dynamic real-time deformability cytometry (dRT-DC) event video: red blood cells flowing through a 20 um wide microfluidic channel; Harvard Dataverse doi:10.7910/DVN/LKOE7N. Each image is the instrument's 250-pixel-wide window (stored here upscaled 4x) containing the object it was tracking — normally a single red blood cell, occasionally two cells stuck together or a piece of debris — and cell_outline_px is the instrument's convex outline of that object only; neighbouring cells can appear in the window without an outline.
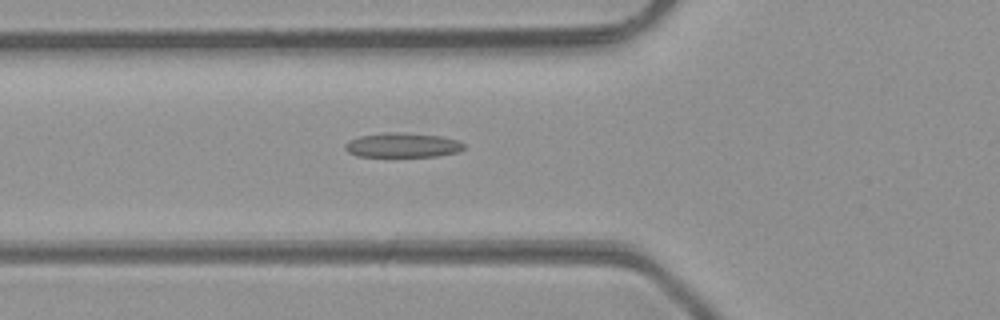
{"species": "common noctule bat (a hibernating species)", "species_latin": "Nyctalus noctula", "temperature_condition": "room temperature", "stored_images_in_passage": 34, "camera_frame_rate_fps": 3000, "um_per_image_px": 0.085, "animal": {"sex": "male", "body_mass_g": 23.1, "forearm_length_mm": 52.7}, "frame": {"image": 1, "passage_image": 6, "time_ms": 1.667, "image_size_px": [1000, 320], "cell_outline_px": [[464, 148], [456, 152], [436, 156], [356, 156], [348, 152], [344, 148], [344, 144], [360, 136], [384, 132], [396, 132], [440, 136], [456, 140], [464, 144]], "centroid_in_image_um": [34.18, 12.34], "position_along_channel_um": 91.6, "area_um2": 16.7}}
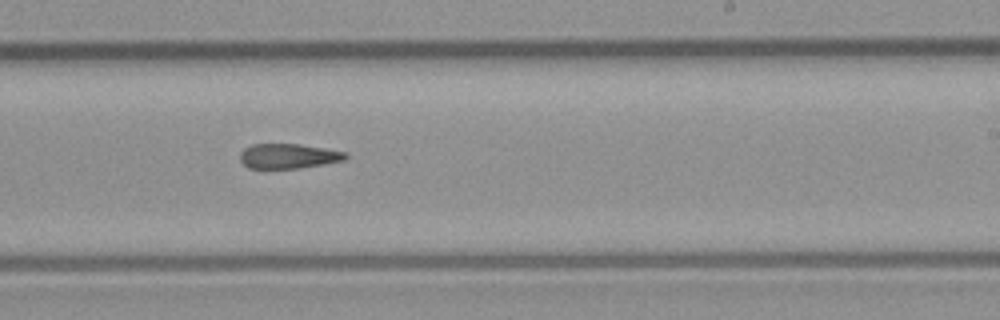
{"frame": {"image": 2, "passage_image": 18, "time_ms": 5.667, "image_size_px": [1000, 320], "cell_outline_px": [[348, 156], [344, 160], [324, 164], [300, 168], [248, 168], [240, 160], [240, 152], [244, 148], [252, 144], [300, 144], [348, 152]], "centroid_in_image_um": [24.52, 13.26], "position_along_channel_um": 264.5, "area_um2": 15.32}}
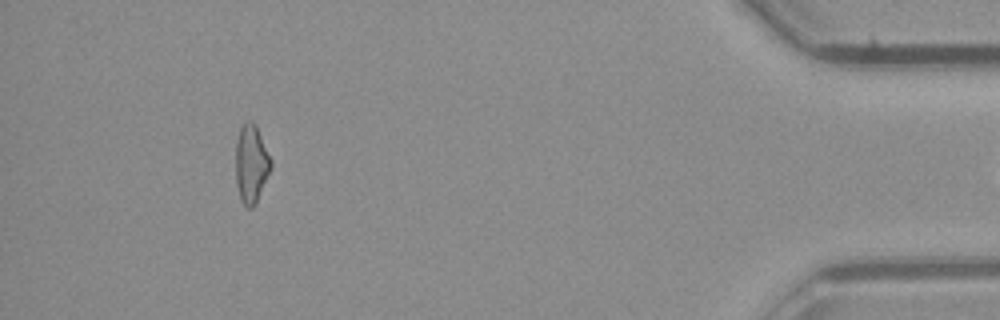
{"frame": {"image": 3, "passage_image": 33, "time_ms": 10.667, "image_size_px": [1000, 320], "cell_outline_px": [[272, 168], [252, 208], [248, 208], [240, 200], [236, 184], [236, 140], [240, 128], [244, 120], [252, 120], [256, 124], [272, 160]], "centroid_in_image_um": [21.35, 13.86], "position_along_channel_um": 413.8, "area_um2": 16.18}}